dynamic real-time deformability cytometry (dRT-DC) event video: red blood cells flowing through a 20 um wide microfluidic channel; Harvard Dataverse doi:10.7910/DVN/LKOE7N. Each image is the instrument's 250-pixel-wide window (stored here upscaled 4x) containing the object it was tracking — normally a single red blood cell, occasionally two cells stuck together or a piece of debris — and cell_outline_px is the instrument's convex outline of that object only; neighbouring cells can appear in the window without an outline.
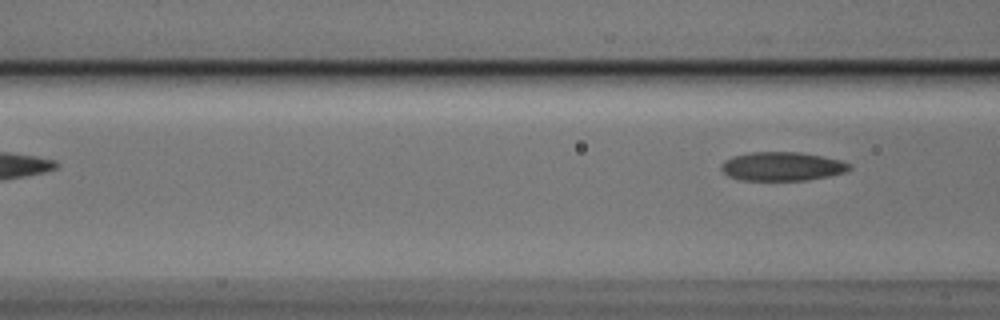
{"species": "Egyptian fruit bat (a non-hibernating species)", "species_latin": "Rousettus aegyptiacus", "temperature_condition": "cold", "stored_images_in_passage": 5, "camera_frame_rate_fps": 3000, "um_per_image_px": 0.085, "animal": {"sex": "male"}, "frame": {"image": 1, "passage_image": 5, "time_ms": 1.333, "image_size_px": [1000, 320], "cell_outline_px": [[852, 168], [844, 172], [828, 176], [804, 180], [740, 180], [728, 176], [720, 168], [720, 164], [724, 160], [732, 156], [752, 152], [800, 152], [840, 160], [852, 164]], "centroid_in_image_um": [66.45, 14.14], "position_along_channel_um": 100.2, "area_um2": 21.5}}